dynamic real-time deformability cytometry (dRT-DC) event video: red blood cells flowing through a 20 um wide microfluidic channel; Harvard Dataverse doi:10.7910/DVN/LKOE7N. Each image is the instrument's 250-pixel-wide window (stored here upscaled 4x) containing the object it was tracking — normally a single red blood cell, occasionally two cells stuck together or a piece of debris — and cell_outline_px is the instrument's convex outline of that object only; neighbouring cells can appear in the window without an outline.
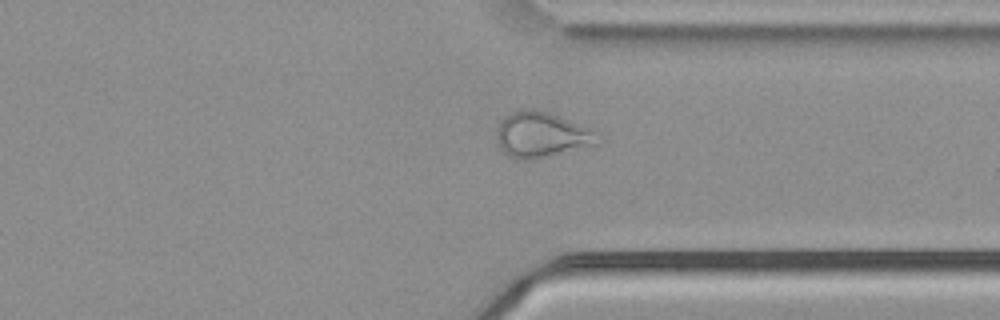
{"species": "common noctule bat (a hibernating species)", "species_latin": "Nyctalus noctula", "temperature_condition": "cold", "stored_images_in_passage": 55, "camera_frame_rate_fps": 3000, "um_per_image_px": 0.085, "animal": {"sex": "male", "body_mass_g": 21.5, "forearm_length_mm": 52.0}, "frame": {"image": 1, "passage_image": 42, "time_ms": 13.667, "image_size_px": [1000, 320], "cell_outline_px": [[600, 144], [520, 160], [508, 156], [500, 148], [496, 140], [496, 132], [504, 116], [512, 112], [524, 108], [536, 108], [548, 112], [600, 132]], "centroid_in_image_um": [46.03, 11.42], "position_along_channel_um": 365.4, "area_um2": 26.47}}
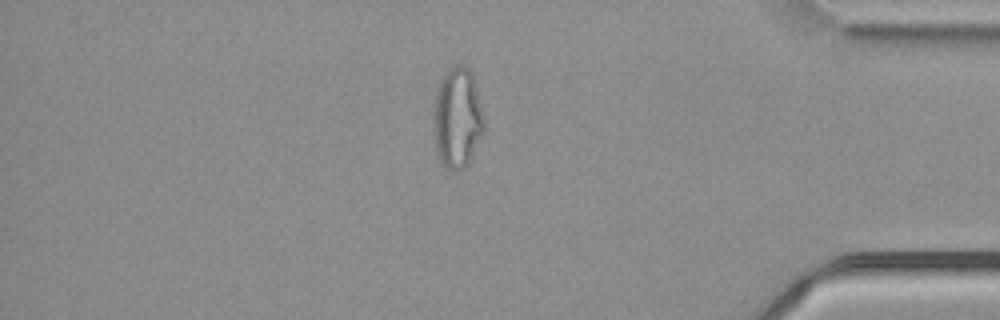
{"frame": {"image": 2, "passage_image": 47, "time_ms": 15.333, "image_size_px": [1000, 320], "cell_outline_px": [[484, 132], [468, 164], [460, 172], [452, 172], [440, 164], [436, 152], [432, 124], [432, 112], [436, 88], [444, 72], [448, 68], [456, 64], [464, 64], [472, 72], [484, 120]], "centroid_in_image_um": [38.83, 10.05], "position_along_channel_um": 396.4, "area_um2": 30.58}}